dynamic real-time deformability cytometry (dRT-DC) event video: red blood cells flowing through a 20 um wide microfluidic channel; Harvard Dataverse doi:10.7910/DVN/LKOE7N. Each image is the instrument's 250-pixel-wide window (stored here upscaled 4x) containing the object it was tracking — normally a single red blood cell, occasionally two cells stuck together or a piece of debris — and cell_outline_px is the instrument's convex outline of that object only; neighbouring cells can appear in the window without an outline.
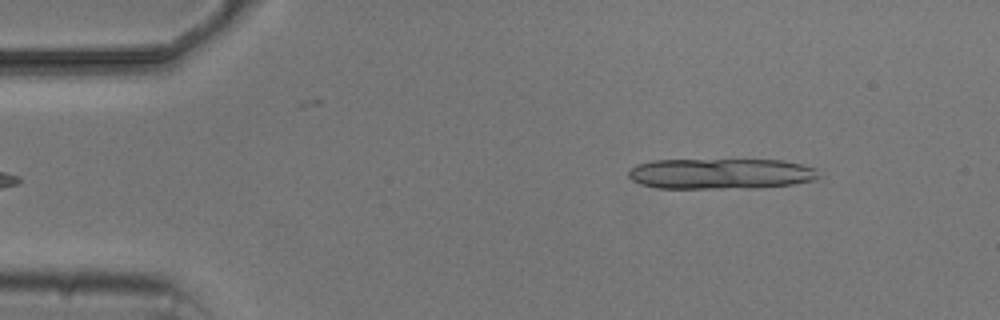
{"species": "common noctule bat (a hibernating species)", "species_latin": "Nyctalus noctula", "temperature_condition": "cold", "stored_images_in_passage": 5, "segment_of_instrument_passage": [2, 2], "camera_frame_rate_fps": 3000, "um_per_image_px": 0.085, "animal": {"sex": "male", "body_mass_g": 20.5, "forearm_length_mm": 52.5}, "frame": {"image": 1, "passage_image": 5, "time_ms": 4.667, "image_size_px": [1000, 320], "cell_outline_px": [[824, 176], [816, 180], [792, 184], [752, 188], [656, 188], [640, 184], [632, 180], [628, 176], [628, 172], [636, 164], [652, 160], [784, 160], [816, 168]], "centroid_in_image_um": [61.3, 14.77], "position_along_channel_um": 23.7, "area_um2": 34.28}}